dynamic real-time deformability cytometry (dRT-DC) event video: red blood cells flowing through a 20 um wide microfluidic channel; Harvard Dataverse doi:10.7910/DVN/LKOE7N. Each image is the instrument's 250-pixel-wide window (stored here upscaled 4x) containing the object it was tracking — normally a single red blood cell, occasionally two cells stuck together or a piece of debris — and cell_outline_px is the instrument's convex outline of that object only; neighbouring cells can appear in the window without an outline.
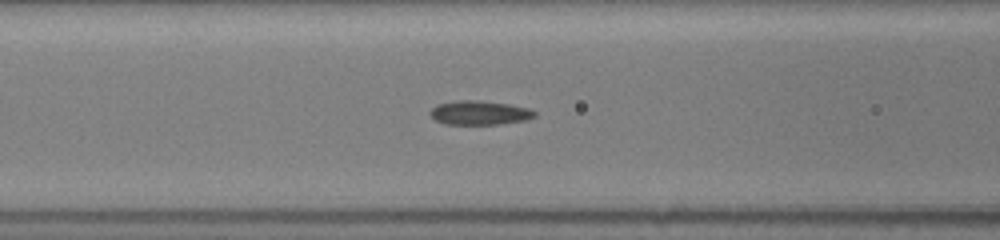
{"species": "common noctule bat (a hibernating species)", "species_latin": "Nyctalus noctula", "temperature_condition": "room temperature", "stored_images_in_passage": 14, "segment_of_instrument_passage": [1, 2], "camera_frame_rate_fps": 3000, "um_per_image_px": 0.085, "animal": {"sex": "female", "body_mass_g": 19.5, "forearm_length_mm": 54.1}, "frame": {"image": 1, "passage_image": 12, "time_ms": 6.667, "image_size_px": [1000, 240], "cell_outline_px": [[536, 116], [524, 120], [500, 124], [444, 124], [436, 120], [428, 112], [436, 104], [460, 100], [476, 100], [508, 104], [528, 108], [536, 112]], "centroid_in_image_um": [40.73, 9.58], "position_along_channel_um": 125.9, "area_um2": 14.57}}